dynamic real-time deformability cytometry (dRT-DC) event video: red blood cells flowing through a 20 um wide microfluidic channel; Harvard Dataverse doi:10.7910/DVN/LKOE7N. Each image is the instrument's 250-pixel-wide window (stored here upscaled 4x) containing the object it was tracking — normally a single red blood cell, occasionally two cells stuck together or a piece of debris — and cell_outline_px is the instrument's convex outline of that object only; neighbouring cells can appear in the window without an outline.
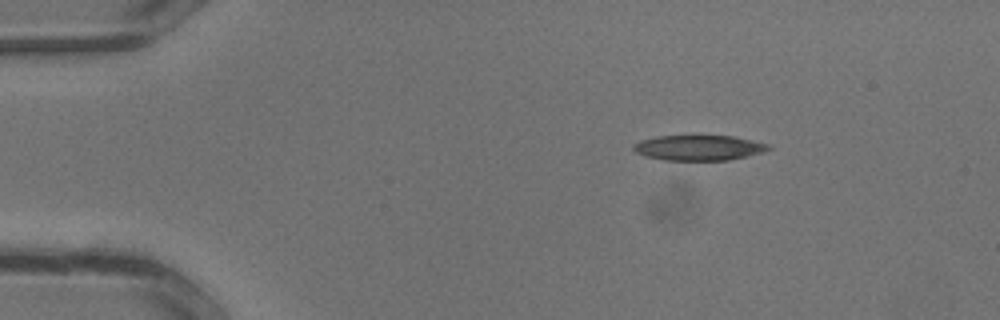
{"species": "common noctule bat (a hibernating species)", "species_latin": "Nyctalus noctula", "temperature_condition": "warm", "stored_images_in_passage": 10, "camera_frame_rate_fps": 3000, "um_per_image_px": 0.085, "animal": {"sex": "male", "body_mass_g": 13.3}, "frame": {"image": 1, "passage_image": 1, "time_ms": 0.0, "image_size_px": [1000, 320], "cell_outline_px": [[772, 148], [764, 152], [748, 156], [728, 160], [664, 160], [644, 156], [636, 152], [632, 148], [632, 144], [640, 140], [656, 136], [732, 136], [768, 144]], "centroid_in_image_um": [59.37, 12.56], "position_along_channel_um": 25.6, "area_um2": 19.88}}
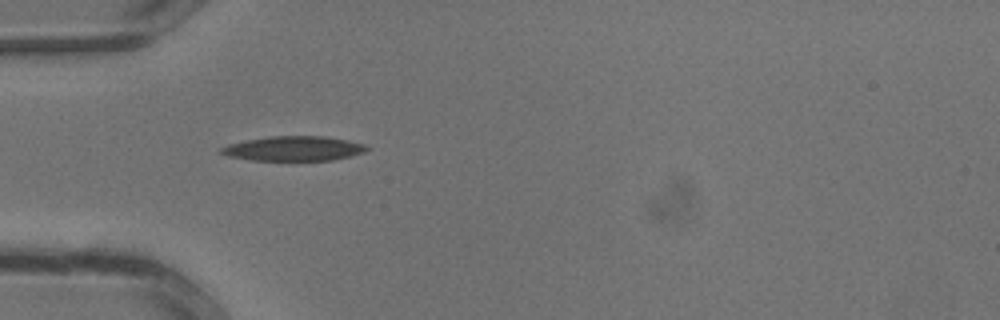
{"frame": {"image": 2, "passage_image": 6, "time_ms": 1.667, "image_size_px": [1000, 320], "cell_outline_px": [[372, 148], [364, 152], [332, 160], [252, 160], [228, 156], [220, 152], [220, 148], [228, 144], [244, 140], [268, 136], [324, 136], [348, 140], [364, 144]], "centroid_in_image_um": [24.96, 12.61], "position_along_channel_um": 60.0, "area_um2": 20.92}}
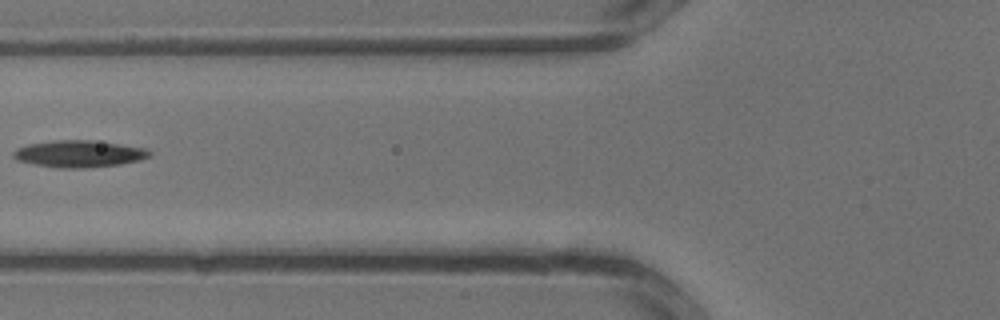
{"frame": {"image": 3, "passage_image": 9, "time_ms": 2.667, "image_size_px": [1000, 320], "cell_outline_px": [[152, 156], [140, 160], [120, 164], [84, 168], [56, 168], [16, 160], [12, 156], [12, 152], [16, 148], [28, 144], [52, 140], [92, 140], [148, 148], [152, 152]], "centroid_in_image_um": [6.73, 13.07], "position_along_channel_um": 119.1, "area_um2": 21.56}}